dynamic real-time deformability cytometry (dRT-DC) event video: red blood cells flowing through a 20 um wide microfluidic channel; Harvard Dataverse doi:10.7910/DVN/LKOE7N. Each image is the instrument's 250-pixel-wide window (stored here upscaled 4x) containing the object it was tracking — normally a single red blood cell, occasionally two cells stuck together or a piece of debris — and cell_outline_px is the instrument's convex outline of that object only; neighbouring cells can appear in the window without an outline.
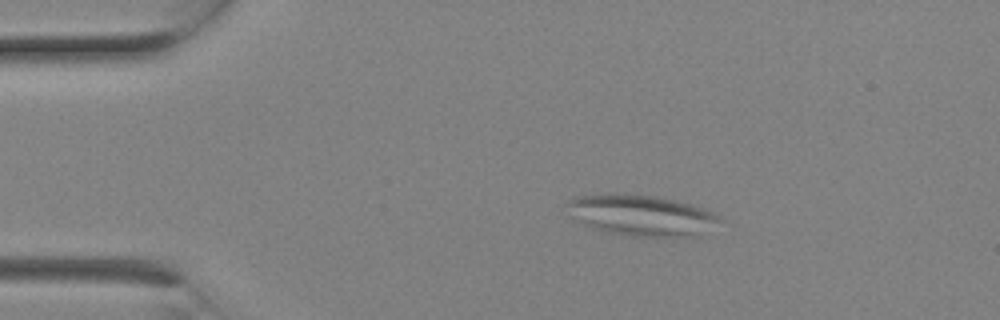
{"species": "Egyptian fruit bat (a non-hibernating species)", "species_latin": "Rousettus aegyptiacus", "temperature_condition": "room temperature", "stored_images_in_passage": 1, "camera_frame_rate_fps": 3000, "um_per_image_px": 0.085, "animal": {"sex": "female"}, "frame": {"image": 1, "passage_image": 1, "time_ms": 0.0, "image_size_px": [1000, 320], "cell_outline_px": [[724, 220], [688, 236], [632, 236], [608, 232], [584, 224], [572, 216], [568, 204], [572, 196], [608, 192], [616, 192], [656, 196], [676, 200], [712, 212], [720, 216]], "centroid_in_image_um": [54.44, 18.25], "position_along_channel_um": 30.6, "area_um2": 35.78}}